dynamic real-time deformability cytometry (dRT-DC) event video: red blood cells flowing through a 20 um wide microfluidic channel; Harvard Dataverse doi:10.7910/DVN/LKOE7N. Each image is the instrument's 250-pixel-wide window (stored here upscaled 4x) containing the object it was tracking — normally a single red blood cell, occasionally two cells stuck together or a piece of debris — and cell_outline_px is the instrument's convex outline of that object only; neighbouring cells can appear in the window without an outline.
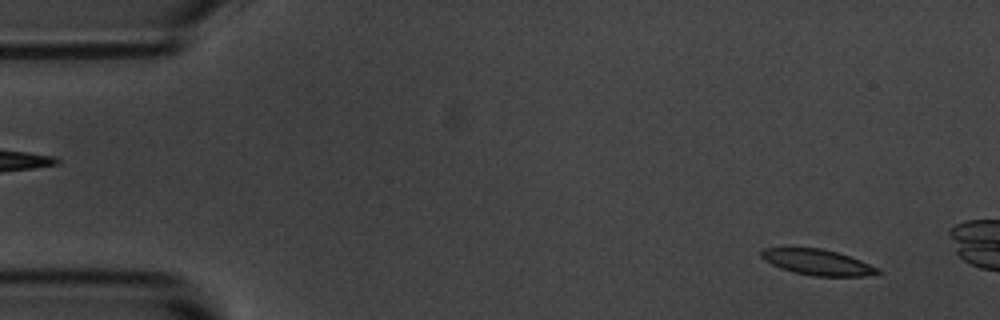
{"species": "common noctule bat (a hibernating species)", "species_latin": "Nyctalus noctula", "temperature_condition": "room temperature", "stored_images_in_passage": 13, "camera_frame_rate_fps": 3000, "um_per_image_px": 0.085, "animal": {"sex": "male", "body_mass_g": 20.1, "forearm_length_mm": 53.5}, "frame": {"image": 1, "passage_image": 4, "time_ms": 1.0, "image_size_px": [1000, 320], "cell_outline_px": [[884, 272], [880, 276], [812, 276], [780, 268], [764, 260], [760, 256], [760, 252], [764, 248], [820, 248], [836, 252], [860, 260], [880, 268]], "centroid_in_image_um": [69.57, 22.31], "position_along_channel_um": 15.4, "area_um2": 17.57}}